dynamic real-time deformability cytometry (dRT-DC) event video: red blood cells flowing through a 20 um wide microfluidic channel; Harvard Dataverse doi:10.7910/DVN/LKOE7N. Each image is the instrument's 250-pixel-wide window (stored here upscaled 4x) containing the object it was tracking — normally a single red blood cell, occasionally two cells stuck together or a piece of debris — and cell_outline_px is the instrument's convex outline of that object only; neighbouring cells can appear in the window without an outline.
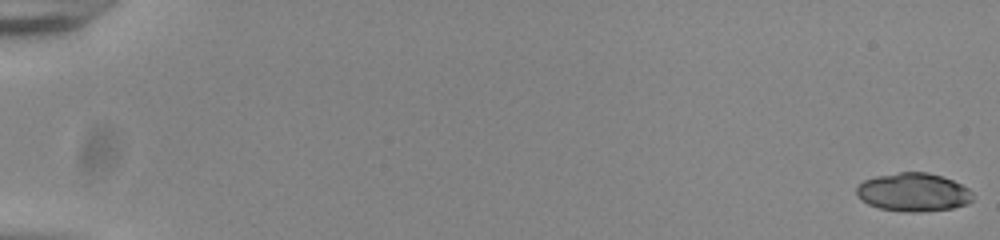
{"species": "common noctule bat (a hibernating species)", "species_latin": "Nyctalus noctula", "temperature_condition": "room temperature", "stored_images_in_passage": 55, "camera_frame_rate_fps": 3000, "um_per_image_px": 0.085, "animal": {"sex": "male", "body_mass_g": 20.0, "forearm_length_mm": 53.3}, "frame": {"image": 1, "passage_image": 1, "time_ms": 0.0, "image_size_px": [1000, 240], "cell_outline_px": [[972, 200], [968, 204], [952, 208], [916, 212], [904, 212], [880, 208], [868, 204], [856, 196], [856, 188], [864, 180], [876, 176], [900, 172], [928, 172], [952, 180], [968, 188], [972, 192]], "centroid_in_image_um": [77.62, 16.34], "position_along_channel_um": 7.4, "area_um2": 25.95}}
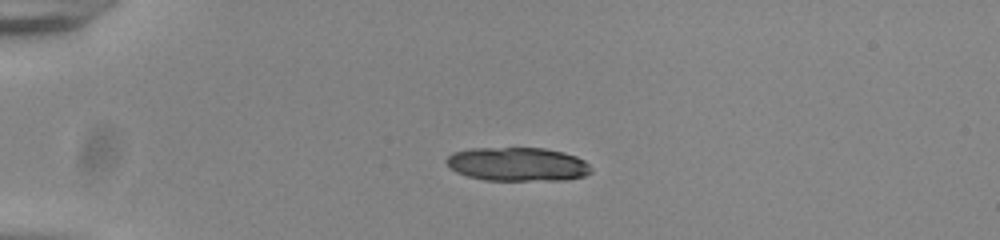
{"frame": {"image": 2, "passage_image": 15, "time_ms": 4.667, "image_size_px": [1000, 240], "cell_outline_px": [[592, 172], [584, 176], [564, 180], [484, 180], [468, 176], [456, 172], [444, 160], [452, 152], [468, 148], [544, 148], [564, 152], [576, 156], [584, 160], [592, 168]], "centroid_in_image_um": [44.0, 13.95], "position_along_channel_um": 41.0, "area_um2": 28.61}}
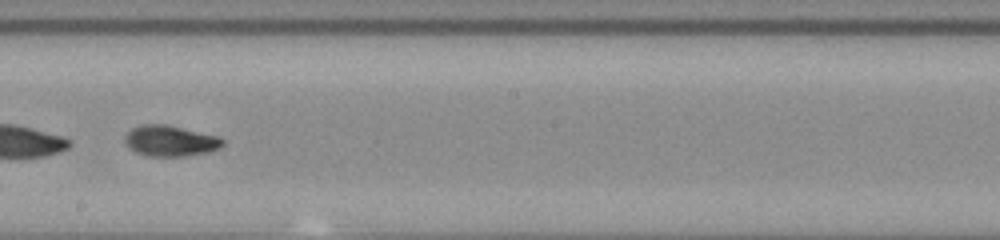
{"frame": {"image": 3, "passage_image": 34, "time_ms": 11.0, "image_size_px": [1000, 240], "cell_outline_px": [[224, 144], [220, 148], [208, 152], [184, 156], [148, 156], [136, 152], [128, 148], [124, 140], [124, 136], [132, 128], [140, 124], [168, 124], [220, 136], [224, 140]], "centroid_in_image_um": [14.48, 11.96], "position_along_channel_um": 233.7, "area_um2": 17.86}, "authors_computed_cell_mechanics": {"area_um2": 25.5476, "velocity_mm_per_s": 3.8618, "shape_relaxation_time_tau1_ms": 3.9172, "shape_relaxation_time_tau2_ms": 1.3055, "deformation_change_tau1": 0.1706, "deformation_change_tau2": 0.0461}}